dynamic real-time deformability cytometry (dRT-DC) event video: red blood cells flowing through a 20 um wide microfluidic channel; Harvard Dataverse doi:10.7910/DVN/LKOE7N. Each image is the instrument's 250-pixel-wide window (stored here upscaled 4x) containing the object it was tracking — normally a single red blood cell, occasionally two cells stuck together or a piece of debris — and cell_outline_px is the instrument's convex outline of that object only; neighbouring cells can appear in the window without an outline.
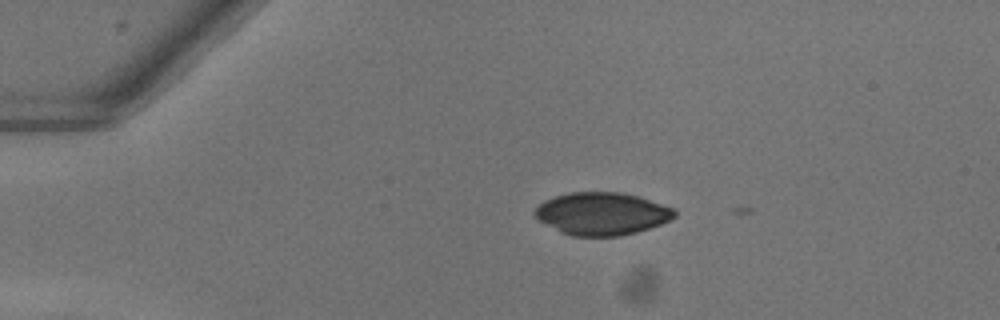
{"species": "common noctule bat (a hibernating species)", "species_latin": "Nyctalus noctula", "temperature_condition": "warm", "stored_images_in_passage": 6, "camera_frame_rate_fps": 3000, "um_per_image_px": 0.085, "animal": {"sex": "female"}, "frame": {"image": 1, "passage_image": 5, "time_ms": 1.333, "image_size_px": [1000, 320], "cell_outline_px": [[676, 216], [660, 224], [636, 232], [620, 236], [572, 236], [560, 232], [532, 216], [532, 212], [544, 200], [556, 196], [572, 192], [620, 192], [636, 196], [676, 208]], "centroid_in_image_um": [51.14, 18.16], "position_along_channel_um": 33.9, "area_um2": 34.62}}